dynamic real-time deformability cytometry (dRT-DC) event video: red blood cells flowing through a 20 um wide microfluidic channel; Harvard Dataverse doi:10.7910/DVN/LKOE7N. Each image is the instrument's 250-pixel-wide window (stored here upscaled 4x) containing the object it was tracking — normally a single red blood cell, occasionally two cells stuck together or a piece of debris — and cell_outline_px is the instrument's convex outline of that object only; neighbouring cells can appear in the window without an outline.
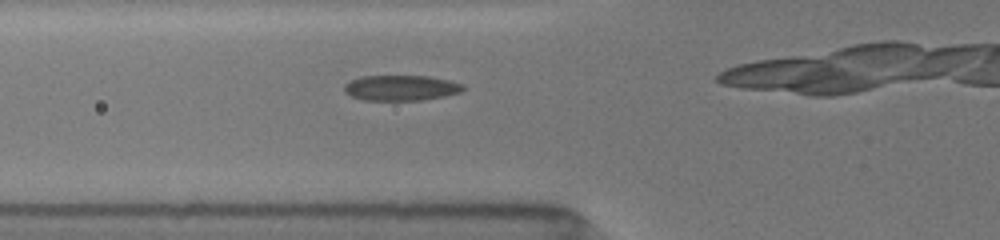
{"species": "common noctule bat (a hibernating species)", "species_latin": "Nyctalus noctula", "temperature_condition": "room temperature", "stored_images_in_passage": 24, "camera_frame_rate_fps": 3000, "um_per_image_px": 0.085, "animal": {"sex": "female", "body_mass_g": 19.5, "forearm_length_mm": 54.1}, "frame": {"image": 1, "passage_image": 6, "time_ms": 2.0, "image_size_px": [1000, 240], "cell_outline_px": [[468, 88], [460, 92], [444, 96], [420, 100], [364, 100], [352, 96], [344, 92], [344, 84], [360, 76], [428, 76], [448, 80], [464, 84]], "centroid_in_image_um": [34.1, 7.46], "position_along_channel_um": 91.7, "area_um2": 17.63}}
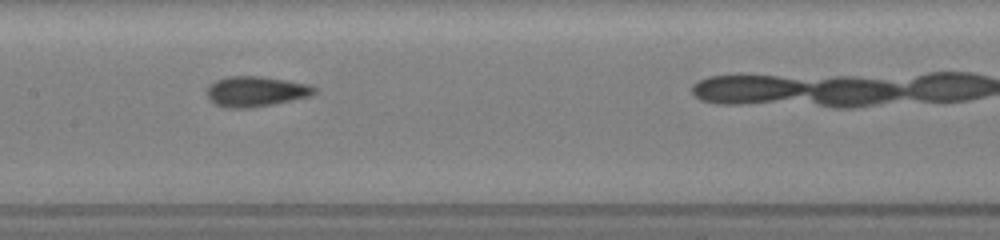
{"frame": {"image": 2, "passage_image": 12, "time_ms": 4.333, "image_size_px": [1000, 240], "cell_outline_px": [[316, 92], [312, 96], [272, 104], [248, 108], [228, 108], [216, 104], [208, 100], [204, 92], [208, 84], [216, 80], [228, 76], [260, 76], [288, 80], [312, 84], [316, 88]], "centroid_in_image_um": [21.72, 7.76], "position_along_channel_um": 185.7, "area_um2": 19.36}}
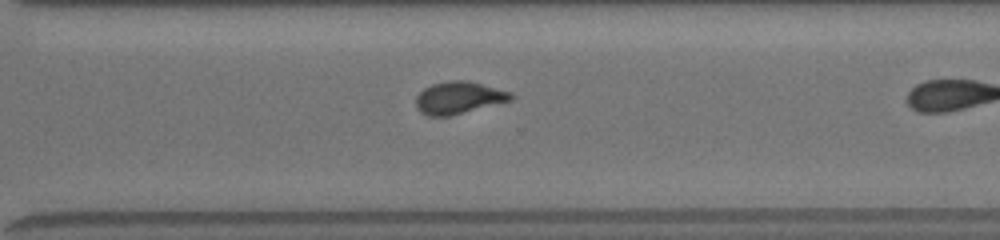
{"frame": {"image": 3, "passage_image": 22, "time_ms": 8.0, "image_size_px": [1000, 240], "cell_outline_px": [[516, 96], [512, 100], [448, 116], [428, 116], [420, 112], [416, 108], [416, 96], [424, 88], [432, 84], [448, 80], [468, 80], [512, 92]], "centroid_in_image_um": [38.99, 8.29], "position_along_channel_um": 331.6, "area_um2": 17.92}}